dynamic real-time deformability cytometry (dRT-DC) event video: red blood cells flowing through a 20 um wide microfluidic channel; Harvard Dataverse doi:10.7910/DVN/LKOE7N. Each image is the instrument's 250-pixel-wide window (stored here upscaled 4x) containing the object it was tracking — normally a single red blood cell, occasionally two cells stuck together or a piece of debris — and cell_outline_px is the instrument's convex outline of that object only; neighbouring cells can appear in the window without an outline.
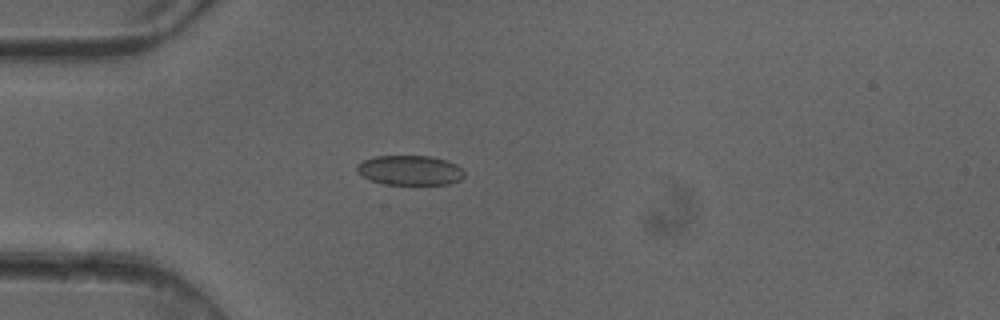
{"species": "common noctule bat (a hibernating species)", "species_latin": "Nyctalus noctula", "temperature_condition": "cold", "stored_images_in_passage": 3, "camera_frame_rate_fps": 3000, "um_per_image_px": 0.085, "animal": {"sex": "female"}, "frame": {"image": 1, "passage_image": 3, "time_ms": 0.667, "image_size_px": [1000, 320], "cell_outline_px": [[464, 176], [460, 180], [448, 184], [384, 184], [360, 176], [356, 172], [356, 164], [372, 156], [432, 156], [448, 160], [456, 164], [464, 172]], "centroid_in_image_um": [34.82, 14.46], "position_along_channel_um": 50.2, "area_um2": 18.79}}